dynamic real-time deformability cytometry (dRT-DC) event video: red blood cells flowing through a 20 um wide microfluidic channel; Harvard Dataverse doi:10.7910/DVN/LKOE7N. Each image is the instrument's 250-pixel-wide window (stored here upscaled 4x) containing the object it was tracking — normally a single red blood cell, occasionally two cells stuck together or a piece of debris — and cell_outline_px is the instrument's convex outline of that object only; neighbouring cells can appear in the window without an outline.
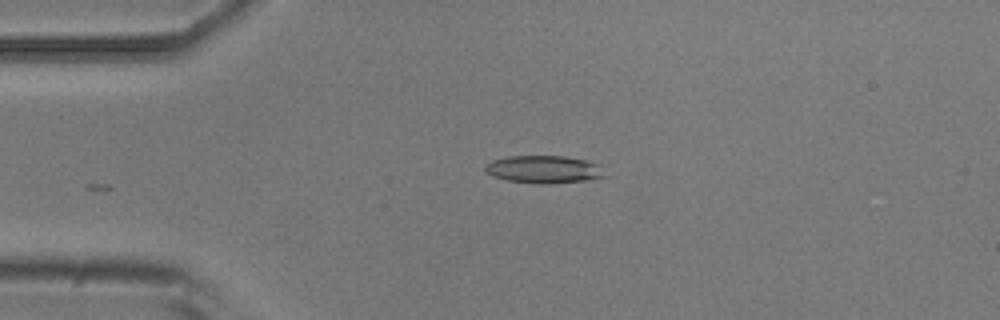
{"species": "common noctule bat (a hibernating species)", "species_latin": "Nyctalus noctula", "temperature_condition": "room temperature", "stored_images_in_passage": 15, "camera_frame_rate_fps": 3000, "um_per_image_px": 0.085, "animal": {"sex": "male", "body_mass_g": 20.5, "forearm_length_mm": 52.5}, "frame": {"image": 1, "passage_image": 1, "time_ms": 0.0, "image_size_px": [1000, 320], "cell_outline_px": [[608, 176], [584, 180], [548, 184], [540, 184], [508, 180], [492, 176], [484, 168], [492, 160], [508, 156], [564, 156], [584, 160], [600, 164]], "centroid_in_image_um": [46.27, 14.39], "position_along_channel_um": 38.7, "area_um2": 19.19}}
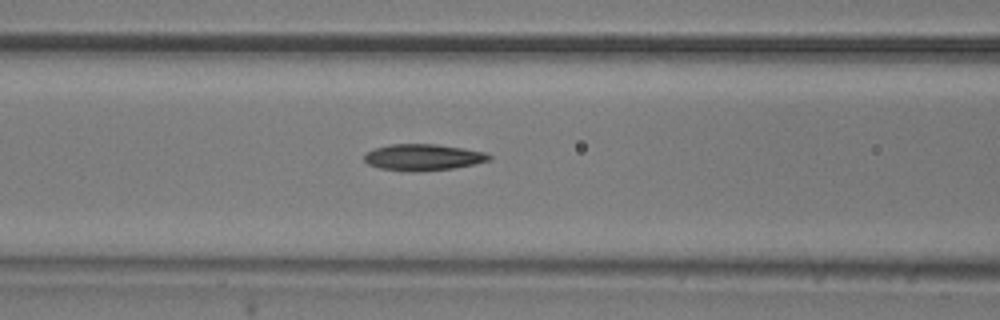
{"frame": {"image": 2, "passage_image": 10, "time_ms": 3.0, "image_size_px": [1000, 320], "cell_outline_px": [[492, 160], [476, 164], [452, 168], [420, 172], [408, 172], [380, 168], [368, 164], [364, 160], [364, 156], [368, 152], [376, 148], [388, 144], [436, 144], [464, 148], [484, 152], [492, 156]], "centroid_in_image_um": [35.99, 13.37], "position_along_channel_um": 130.6, "area_um2": 19.36}}
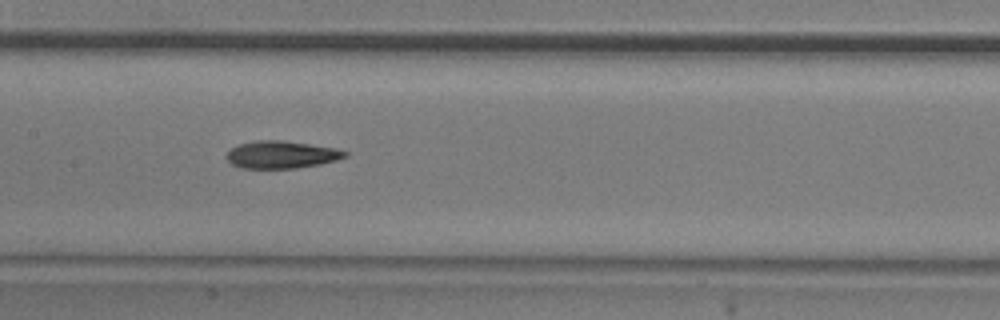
{"frame": {"image": 3, "passage_image": 14, "time_ms": 4.333, "image_size_px": [1000, 320], "cell_outline_px": [[348, 156], [336, 160], [320, 164], [296, 168], [240, 168], [232, 164], [224, 156], [232, 148], [240, 144], [256, 140], [280, 140], [336, 148], [348, 152]], "centroid_in_image_um": [23.92, 13.15], "position_along_channel_um": 183.5, "area_um2": 18.84}}